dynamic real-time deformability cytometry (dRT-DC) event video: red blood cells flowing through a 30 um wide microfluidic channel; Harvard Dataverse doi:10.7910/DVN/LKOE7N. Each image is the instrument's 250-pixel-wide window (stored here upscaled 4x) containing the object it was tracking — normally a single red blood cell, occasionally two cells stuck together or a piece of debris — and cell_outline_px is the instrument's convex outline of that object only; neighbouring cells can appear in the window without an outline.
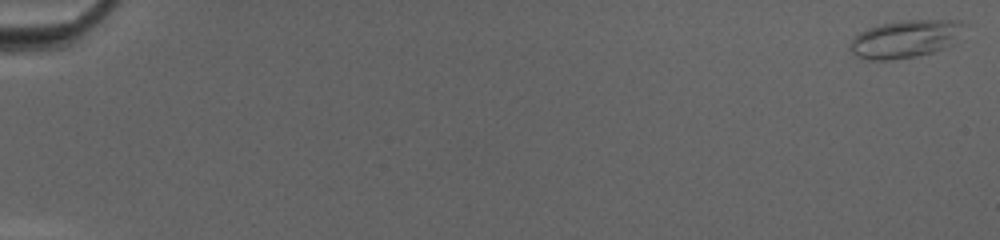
{"species": "common noctule bat (a hibernating species)", "species_latin": "Nyctalus noctula", "temperature_condition": "cold", "stored_images_in_passage": 51, "camera_frame_rate_fps": 3000, "um_per_image_px": 0.085, "animal": {"sex": "female", "body_mass_g": 20.0, "forearm_length_mm": 54.0}, "frame": {"image": 1, "passage_image": 1, "time_ms": 0.0, "image_size_px": [1000, 240], "cell_outline_px": [[968, 24], [948, 44], [932, 52], [916, 56], [888, 60], [864, 60], [856, 56], [848, 48], [852, 36], [868, 28], [880, 24], [904, 20], [956, 20]], "centroid_in_image_um": [76.85, 3.3], "position_along_channel_um": 8.2, "area_um2": 24.8}}
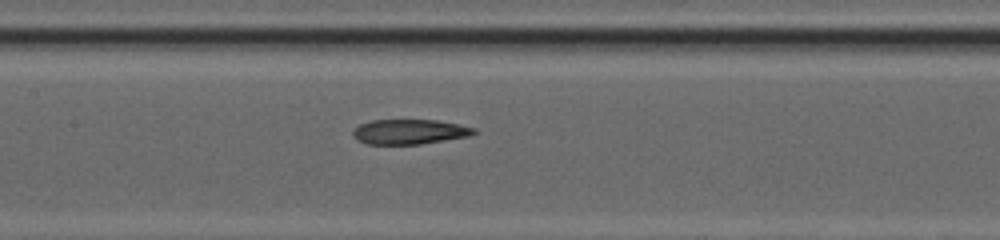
{"frame": {"image": 2, "passage_image": 27, "time_ms": 8.667, "image_size_px": [1000, 240], "cell_outline_px": [[476, 132], [468, 136], [420, 144], [368, 144], [356, 140], [352, 136], [352, 128], [360, 124], [372, 120], [436, 120], [460, 124], [476, 128]], "centroid_in_image_um": [34.76, 11.19], "position_along_channel_um": 172.6, "area_um2": 17.63}}
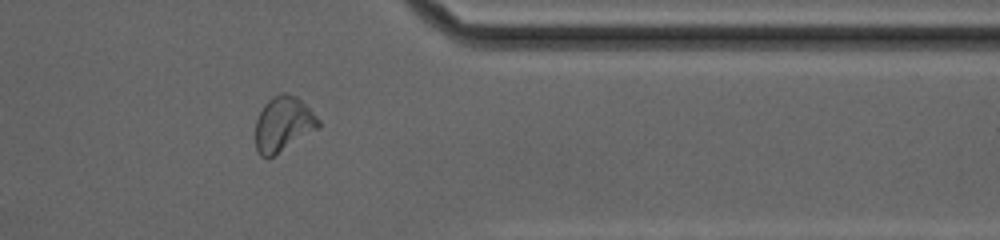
{"frame": {"image": 3, "passage_image": 43, "time_ms": 14.0, "image_size_px": [1000, 240], "cell_outline_px": [[320, 128], [268, 160], [260, 156], [256, 148], [256, 120], [264, 104], [272, 96], [284, 92], [296, 96], [320, 120]], "centroid_in_image_um": [24.07, 10.58], "position_along_channel_um": 387.3, "area_um2": 20.35}, "authors_computed_cell_mechanics": {"area_um2": 19.941, "velocity_mm_per_s": 4.1674, "shape_relaxation_time_tau1_ms": 8.4745, "shape_relaxation_time_tau2_ms": 2.6693, "deformation_change_tau1": 0.2563, "deformation_change_tau2": 0.1007}}